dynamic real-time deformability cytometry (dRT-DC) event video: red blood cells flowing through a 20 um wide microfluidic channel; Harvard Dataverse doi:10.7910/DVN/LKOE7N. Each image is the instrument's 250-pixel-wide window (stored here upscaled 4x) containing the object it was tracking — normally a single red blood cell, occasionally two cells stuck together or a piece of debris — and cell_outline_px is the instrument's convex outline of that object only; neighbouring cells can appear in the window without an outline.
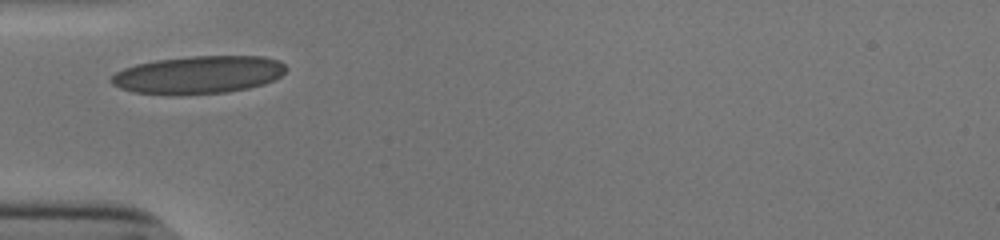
{"species": "human", "species_latin": "Homo sapiens", "temperature_condition": "cold", "stored_images_in_passage": 26, "camera_frame_rate_fps": 3000, "um_per_image_px": 0.085, "donor": {"sex": "male"}, "frame": {"image": 1, "passage_image": 1, "time_ms": 0.0, "image_size_px": [1000, 240], "cell_outline_px": [[288, 68], [280, 76], [264, 84], [248, 88], [228, 92], [180, 96], [132, 92], [120, 88], [112, 84], [108, 80], [116, 72], [124, 68], [136, 64], [156, 60], [188, 56], [264, 56], [280, 60]], "centroid_in_image_um": [16.85, 6.36], "position_along_channel_um": 68.1, "area_um2": 39.02}}
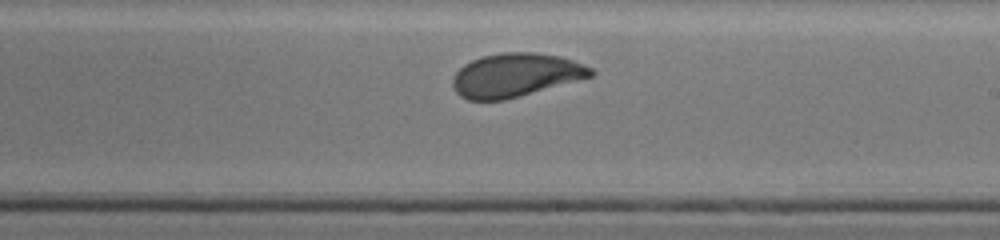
{"frame": {"image": 2, "passage_image": 15, "time_ms": 4.667, "image_size_px": [1000, 240], "cell_outline_px": [[596, 72], [592, 76], [504, 100], [468, 100], [460, 96], [456, 92], [452, 84], [452, 80], [456, 72], [464, 64], [472, 60], [484, 56], [504, 52], [536, 52], [560, 56], [572, 60], [592, 68]], "centroid_in_image_um": [43.8, 6.38], "position_along_channel_um": 245.2, "area_um2": 34.8}}
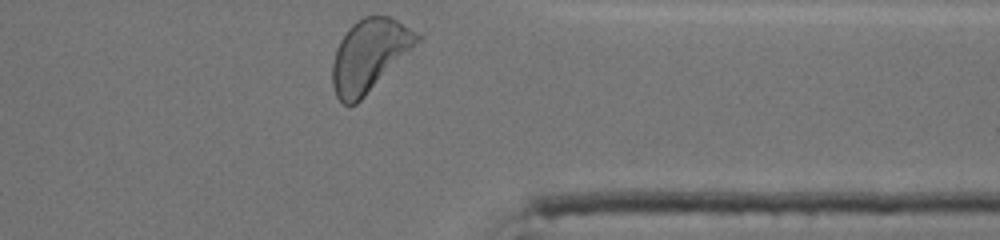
{"frame": {"image": 3, "passage_image": 26, "time_ms": 8.333, "image_size_px": [1000, 240], "cell_outline_px": [[424, 40], [356, 104], [344, 104], [336, 96], [332, 84], [332, 60], [336, 48], [340, 40], [348, 28], [352, 24], [364, 16], [388, 16], [396, 20], [424, 36]], "centroid_in_image_um": [31.44, 4.69], "position_along_channel_um": 380.0, "area_um2": 36.01}, "authors_computed_cell_mechanics": {"area_um2": 35.4603, "velocity_mm_per_s": 3.8134, "shape_relaxation_time_tau1_ms": 2.9478, "shape_relaxation_time_tau2_ms": null, "deformation_change_tau1": 0.1373, "deformation_change_tau2": null}}